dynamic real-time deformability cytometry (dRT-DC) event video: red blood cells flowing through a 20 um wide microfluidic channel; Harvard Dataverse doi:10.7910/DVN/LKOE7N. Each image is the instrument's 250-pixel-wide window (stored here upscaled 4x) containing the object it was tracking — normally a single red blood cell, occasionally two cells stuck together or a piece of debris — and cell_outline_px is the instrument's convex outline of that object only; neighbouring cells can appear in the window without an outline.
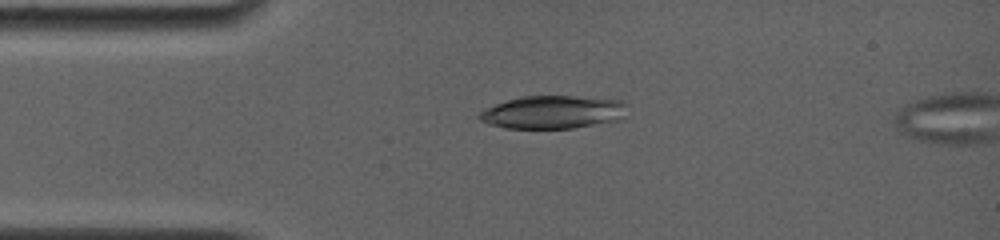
{"species": "common noctule bat (a hibernating species)", "species_latin": "Nyctalus noctula", "temperature_condition": "room temperature", "stored_images_in_passage": 5, "camera_frame_rate_fps": 4000, "um_per_image_px": 0.085, "animal": {"sex": "female", "body_mass_g": 19.0, "forearm_length_mm": 56.7}, "frame": {"image": 1, "passage_image": 1, "time_ms": 0.0, "image_size_px": [1000, 240], "cell_outline_px": [[628, 104], [624, 116], [616, 120], [572, 128], [504, 128], [488, 124], [480, 120], [476, 116], [480, 112], [496, 104], [508, 100], [524, 96], [572, 96], [620, 100]], "centroid_in_image_um": [46.98, 9.53], "position_along_channel_um": 38.0, "area_um2": 28.21}}
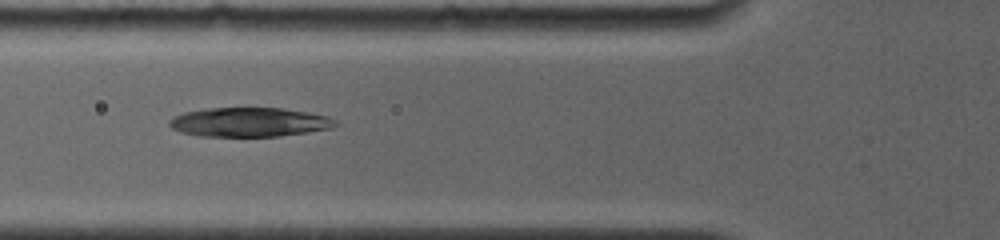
{"frame": {"image": 2, "passage_image": 4, "time_ms": 0.75, "image_size_px": [1000, 240], "cell_outline_px": [[340, 124], [332, 128], [308, 132], [280, 136], [196, 136], [180, 132], [172, 128], [168, 124], [168, 120], [172, 116], [184, 112], [208, 108], [280, 108], [328, 116], [336, 120]], "centroid_in_image_um": [21.16, 10.39], "position_along_channel_um": 104.6, "area_um2": 28.38}}